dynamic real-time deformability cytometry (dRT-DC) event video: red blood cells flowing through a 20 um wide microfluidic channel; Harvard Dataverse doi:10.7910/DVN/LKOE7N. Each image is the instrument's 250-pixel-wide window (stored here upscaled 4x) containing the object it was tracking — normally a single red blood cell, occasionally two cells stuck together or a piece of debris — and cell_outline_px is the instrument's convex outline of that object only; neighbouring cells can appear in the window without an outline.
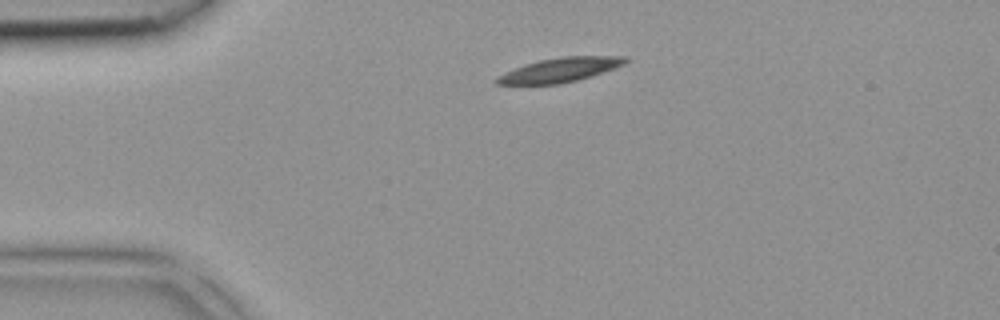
{"species": "common noctule bat (a hibernating species)", "species_latin": "Nyctalus noctula", "temperature_condition": "room temperature", "stored_images_in_passage": 2, "camera_frame_rate_fps": 3000, "um_per_image_px": 0.085, "animal": {"sex": "female", "body_mass_g": 18.4}, "frame": {"image": 1, "passage_image": 1, "time_ms": 0.0, "image_size_px": [1000, 320], "cell_outline_px": [[628, 60], [624, 64], [604, 72], [592, 76], [560, 84], [496, 84], [492, 80], [496, 76], [524, 64], [540, 60], [560, 56], [628, 56]], "centroid_in_image_um": [47.58, 5.94], "position_along_channel_um": 37.4, "area_um2": 18.26}}